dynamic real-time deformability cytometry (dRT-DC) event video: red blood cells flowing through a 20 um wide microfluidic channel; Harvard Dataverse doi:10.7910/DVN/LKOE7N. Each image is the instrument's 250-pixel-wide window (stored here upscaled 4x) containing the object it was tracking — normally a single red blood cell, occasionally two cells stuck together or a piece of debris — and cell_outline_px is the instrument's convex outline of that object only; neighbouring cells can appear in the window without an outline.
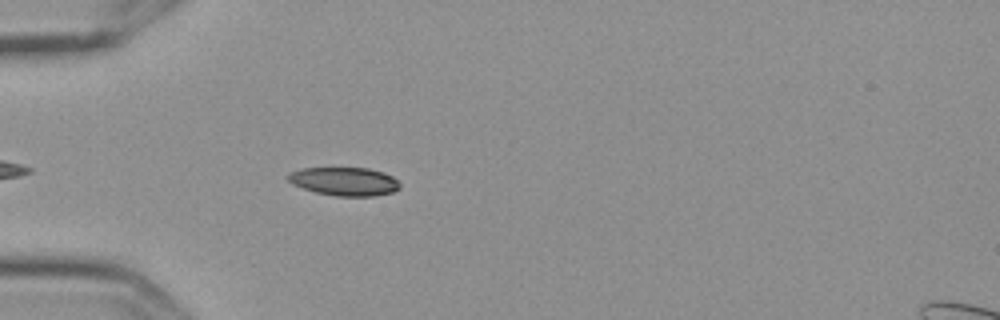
{"species": "Egyptian fruit bat (a non-hibernating species)", "species_latin": "Rousettus aegyptiacus", "temperature_condition": "cold", "stored_images_in_passage": 45, "camera_frame_rate_fps": 3000, "um_per_image_px": 0.085, "frame": {"image": 1, "passage_image": 5, "time_ms": 1.333, "image_size_px": [1000, 320], "cell_outline_px": [[400, 188], [392, 192], [372, 196], [336, 196], [316, 192], [292, 184], [284, 176], [288, 172], [304, 168], [368, 168], [384, 172], [392, 176], [400, 184]], "centroid_in_image_um": [29.25, 15.41], "position_along_channel_um": 55.8, "area_um2": 18.55}}
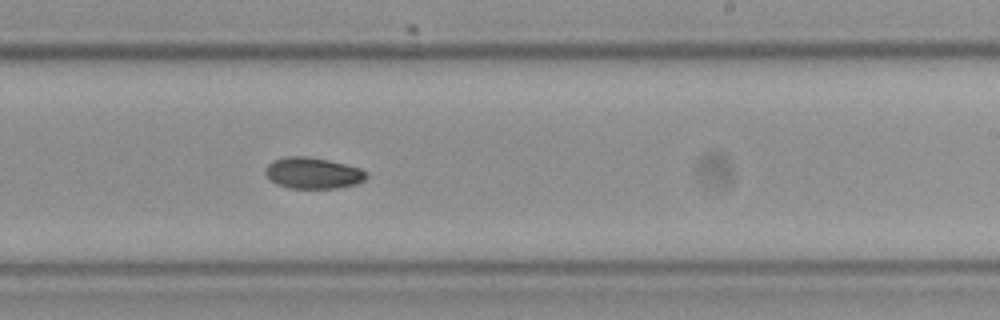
{"frame": {"image": 2, "passage_image": 23, "time_ms": 7.333, "image_size_px": [1000, 320], "cell_outline_px": [[368, 176], [364, 180], [356, 184], [336, 188], [288, 188], [276, 184], [264, 172], [268, 164], [272, 160], [284, 156], [304, 156], [328, 160], [360, 168]], "centroid_in_image_um": [26.57, 14.71], "position_along_channel_um": 262.4, "area_um2": 18.26}}
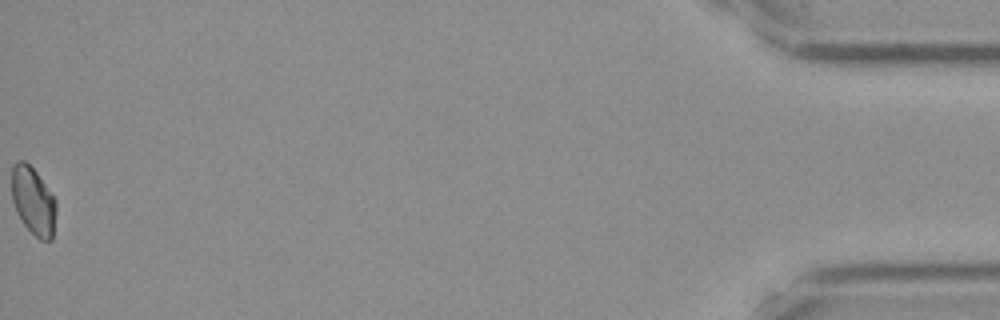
{"frame": {"image": 3, "passage_image": 45, "time_ms": 14.667, "image_size_px": [1000, 320], "cell_outline_px": [[56, 212], [52, 240], [40, 240], [24, 224], [16, 212], [12, 200], [12, 164], [16, 160], [24, 160], [36, 172], [56, 200]], "centroid_in_image_um": [2.81, 17.07], "position_along_channel_um": 432.4, "area_um2": 17.51}, "authors_computed_cell_mechanics": {"area_um2": 18.207, "velocity_mm_per_s": 3.5884, "shape_relaxation_time_tau1_ms": 5.2277, "shape_relaxation_time_tau2_ms": null, "deformation_change_tau1": 0.1068, "deformation_change_tau2": null}}